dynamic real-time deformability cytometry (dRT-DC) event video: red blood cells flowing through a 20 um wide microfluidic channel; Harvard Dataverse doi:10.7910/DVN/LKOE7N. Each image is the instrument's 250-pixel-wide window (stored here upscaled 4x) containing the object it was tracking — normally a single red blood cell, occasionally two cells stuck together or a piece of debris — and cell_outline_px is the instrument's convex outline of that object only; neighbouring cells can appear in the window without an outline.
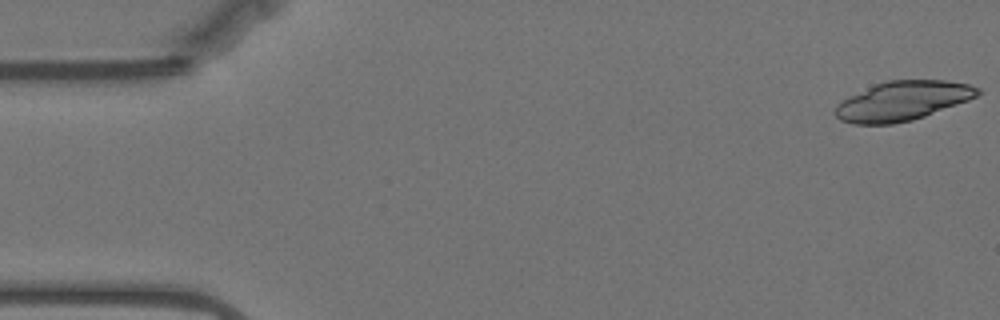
{"species": "Egyptian fruit bat (a non-hibernating species)", "species_latin": "Rousettus aegyptiacus", "temperature_condition": "warm", "stored_images_in_passage": 18, "camera_frame_rate_fps": 3000, "um_per_image_px": 0.085, "animal": {"sex": "female"}, "frame": {"image": 1, "passage_image": 1, "time_ms": 0.0, "image_size_px": [1000, 320], "cell_outline_px": [[980, 92], [976, 96], [968, 100], [924, 116], [912, 120], [892, 124], [856, 124], [840, 120], [832, 112], [836, 104], [876, 84], [888, 80], [944, 80], [968, 84], [980, 88]], "centroid_in_image_um": [76.71, 8.58], "position_along_channel_um": 8.3, "area_um2": 32.19}}